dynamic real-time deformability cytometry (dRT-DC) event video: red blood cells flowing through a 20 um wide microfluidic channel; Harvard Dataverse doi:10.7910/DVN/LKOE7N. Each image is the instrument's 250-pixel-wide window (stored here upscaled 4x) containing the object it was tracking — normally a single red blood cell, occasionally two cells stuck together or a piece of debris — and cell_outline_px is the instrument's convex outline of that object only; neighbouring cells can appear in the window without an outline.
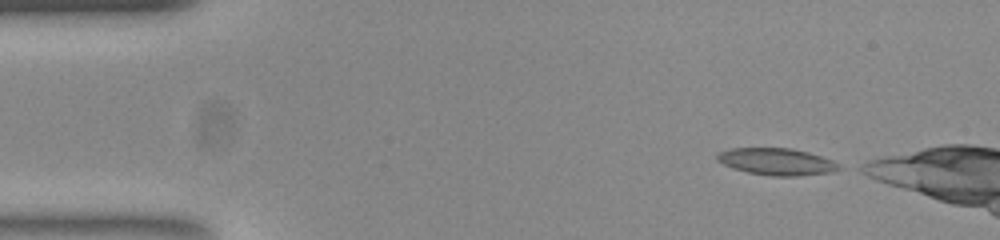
{"species": "common noctule bat (a hibernating species)", "species_latin": "Nyctalus noctula", "temperature_condition": "room temperature", "stored_images_in_passage": 42, "camera_frame_rate_fps": 3000, "um_per_image_px": 0.085, "animal": {"sex": "female", "body_mass_g": 23.0, "forearm_length_mm": 53.4}, "frame": {"image": 1, "passage_image": 1, "time_ms": 0.0, "image_size_px": [1000, 240], "cell_outline_px": [[840, 168], [832, 172], [796, 176], [772, 176], [748, 172], [732, 168], [716, 160], [716, 156], [720, 152], [732, 148], [792, 148], [808, 152], [832, 160], [840, 164]], "centroid_in_image_um": [66.02, 13.74], "position_along_channel_um": 19.0, "area_um2": 19.02}}
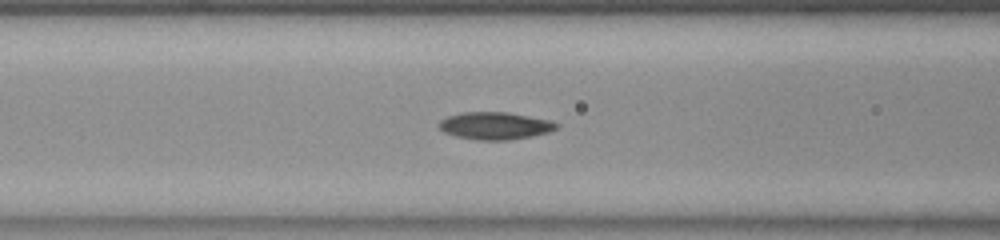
{"frame": {"image": 2, "passage_image": 16, "time_ms": 5.0, "image_size_px": [1000, 240], "cell_outline_px": [[560, 124], [556, 128], [548, 132], [532, 136], [508, 140], [476, 140], [456, 136], [444, 132], [436, 124], [440, 120], [448, 116], [460, 112], [508, 112], [552, 120]], "centroid_in_image_um": [42.07, 10.68], "position_along_channel_um": 124.5, "area_um2": 18.9}}
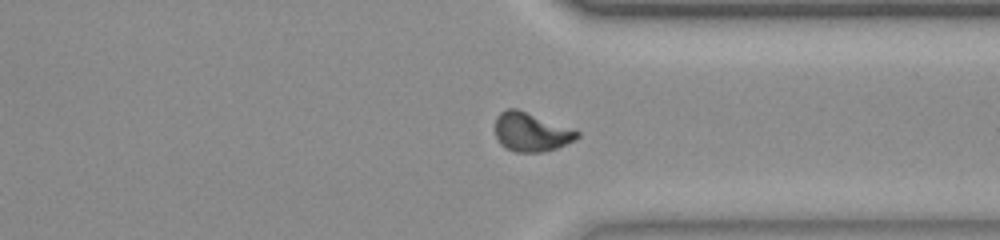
{"frame": {"image": 3, "passage_image": 35, "time_ms": 11.333, "image_size_px": [1000, 240], "cell_outline_px": [[580, 136], [576, 140], [556, 148], [544, 152], [516, 152], [504, 148], [500, 144], [496, 136], [496, 116], [500, 112], [508, 108], [516, 108], [580, 132]], "centroid_in_image_um": [45.13, 11.24], "position_along_channel_um": 366.3, "area_um2": 18.44}, "authors_computed_cell_mechanics": {"area_um2": 18.4671, "velocity_mm_per_s": 3.8332, "shape_relaxation_time_tau1_ms": null, "shape_relaxation_time_tau2_ms": 2.5261, "deformation_change_tau1": null, "deformation_change_tau2": 0.072}}